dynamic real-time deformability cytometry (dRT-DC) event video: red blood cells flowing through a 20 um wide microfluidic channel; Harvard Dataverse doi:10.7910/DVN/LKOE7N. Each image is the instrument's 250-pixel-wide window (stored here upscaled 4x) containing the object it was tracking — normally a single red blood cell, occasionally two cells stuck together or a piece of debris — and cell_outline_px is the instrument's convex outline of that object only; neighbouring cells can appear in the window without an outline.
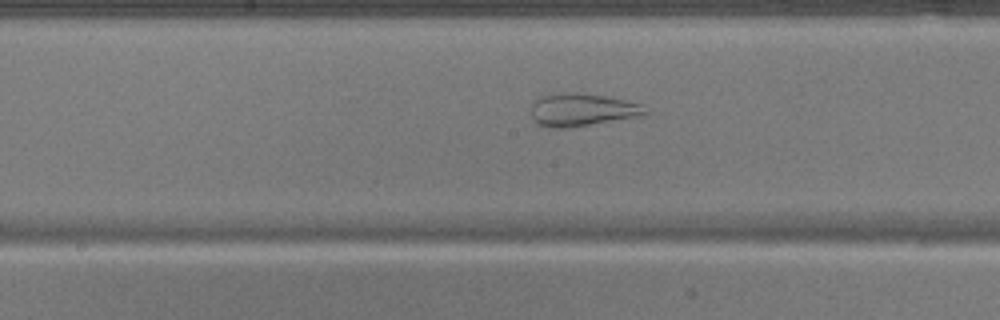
{"species": "common noctule bat (a hibernating species)", "species_latin": "Nyctalus noctula", "temperature_condition": "warm", "stored_images_in_passage": 51, "camera_frame_rate_fps": 3000, "um_per_image_px": 0.085, "animal": {"sex": "male", "body_mass_g": 17.9}, "frame": {"image": 1, "passage_image": 27, "time_ms": 8.667, "image_size_px": [1000, 320], "cell_outline_px": [[648, 112], [644, 116], [568, 128], [548, 128], [536, 124], [532, 120], [532, 104], [540, 96], [548, 92], [576, 92], [604, 96], [628, 100], [640, 104]], "centroid_in_image_um": [49.44, 9.33], "position_along_channel_um": 198.8, "area_um2": 22.31}}
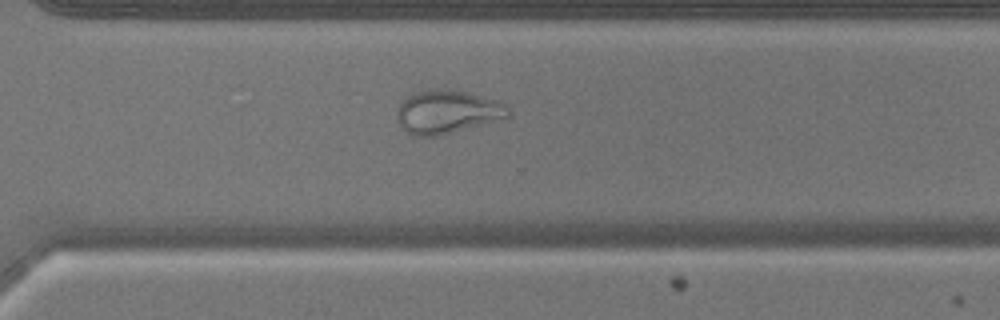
{"frame": {"image": 2, "passage_image": 37, "time_ms": 12.0, "image_size_px": [1000, 320], "cell_outline_px": [[508, 116], [440, 136], [412, 136], [396, 120], [396, 112], [404, 96], [412, 92], [436, 88], [444, 88], [464, 92], [500, 100], [508, 104]], "centroid_in_image_um": [37.96, 9.48], "position_along_channel_um": 332.6, "area_um2": 28.21}}
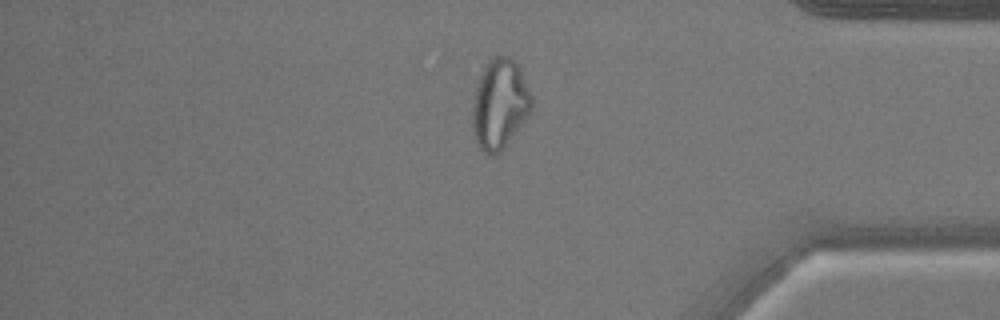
{"frame": {"image": 3, "passage_image": 43, "time_ms": 14.0, "image_size_px": [1000, 320], "cell_outline_px": [[532, 108], [500, 152], [492, 156], [488, 156], [480, 148], [476, 140], [472, 124], [472, 104], [476, 88], [484, 64], [492, 56], [508, 56], [520, 68], [532, 96]], "centroid_in_image_um": [42.45, 8.82], "position_along_channel_um": 392.8, "area_um2": 30.63}}